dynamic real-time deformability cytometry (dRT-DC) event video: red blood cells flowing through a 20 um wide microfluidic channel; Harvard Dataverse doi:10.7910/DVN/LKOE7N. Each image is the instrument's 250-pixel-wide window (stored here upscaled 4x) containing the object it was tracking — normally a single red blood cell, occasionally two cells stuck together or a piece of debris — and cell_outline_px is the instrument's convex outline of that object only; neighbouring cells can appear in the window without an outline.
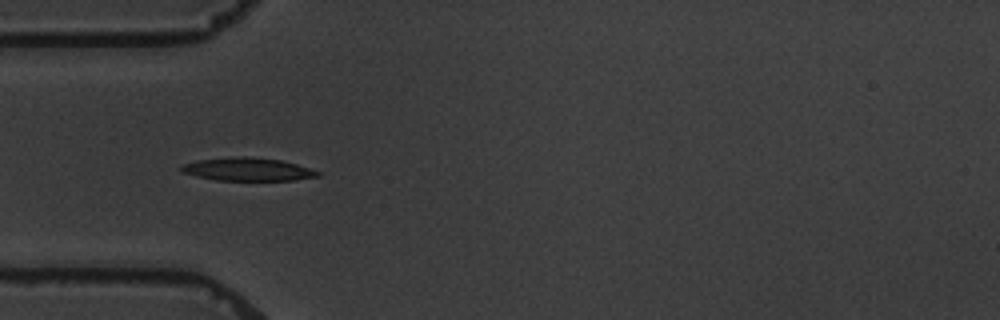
{"species": "common noctule bat (a hibernating species)", "species_latin": "Nyctalus noctula", "temperature_condition": "warm", "stored_images_in_passage": 4, "camera_frame_rate_fps": 3000, "um_per_image_px": 0.085, "animal": {"sex": "male", "body_mass_g": 19.5, "forearm_length_mm": 54.6}, "frame": {"image": 1, "passage_image": 1, "time_ms": 0.0, "image_size_px": [1000, 320], "cell_outline_px": [[320, 176], [292, 180], [216, 180], [196, 176], [184, 172], [180, 168], [184, 164], [196, 160], [236, 156], [244, 156], [280, 160], [296, 164], [320, 172]], "centroid_in_image_um": [21.04, 14.39], "position_along_channel_um": 64.0, "area_um2": 18.09}}
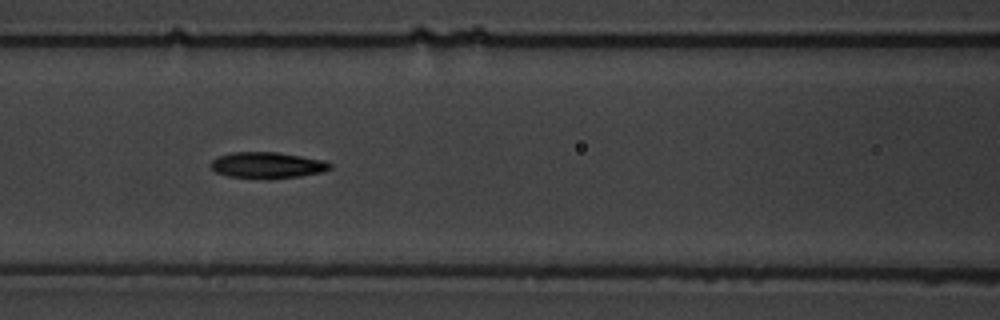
{"frame": {"image": 2, "passage_image": 3, "time_ms": 2.333, "image_size_px": [1000, 320], "cell_outline_px": [[332, 168], [320, 172], [300, 176], [268, 180], [228, 176], [216, 172], [208, 164], [216, 156], [232, 152], [280, 152], [324, 160], [332, 164]], "centroid_in_image_um": [22.69, 14.04], "position_along_channel_um": 143.9, "area_um2": 18.55}}
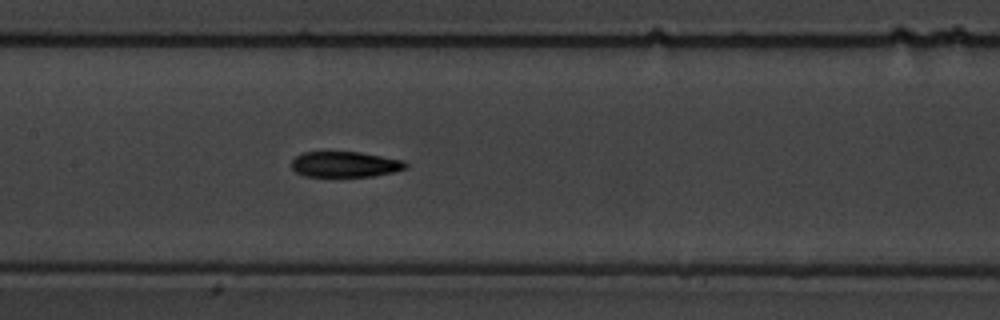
{"frame": {"image": 3, "passage_image": 4, "time_ms": 3.333, "image_size_px": [1000, 320], "cell_outline_px": [[408, 168], [392, 172], [372, 176], [304, 176], [296, 172], [292, 168], [292, 160], [296, 156], [304, 152], [360, 152], [404, 160], [408, 164]], "centroid_in_image_um": [29.35, 13.96], "position_along_channel_um": 178.1, "area_um2": 16.99}}